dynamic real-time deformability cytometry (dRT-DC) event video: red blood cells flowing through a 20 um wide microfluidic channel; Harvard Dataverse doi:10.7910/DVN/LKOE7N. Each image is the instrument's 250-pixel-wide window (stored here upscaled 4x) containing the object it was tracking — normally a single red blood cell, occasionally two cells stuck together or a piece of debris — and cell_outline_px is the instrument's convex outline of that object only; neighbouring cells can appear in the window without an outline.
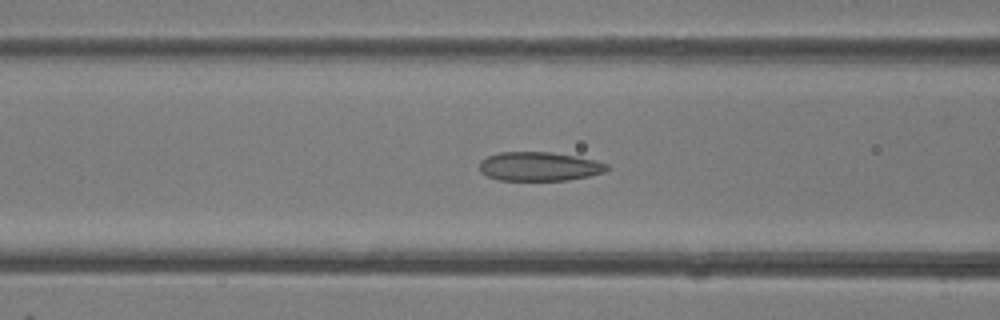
{"species": "common noctule bat (a hibernating species)", "species_latin": "Nyctalus noctula", "temperature_condition": "room temperature", "stored_images_in_passage": 40, "camera_frame_rate_fps": 3000, "um_per_image_px": 0.085, "animal": {"sex": "female"}, "frame": {"image": 1, "passage_image": 16, "time_ms": 5.0, "image_size_px": [1000, 320], "cell_outline_px": [[612, 168], [604, 172], [588, 176], [568, 180], [496, 180], [480, 172], [480, 160], [488, 156], [500, 152], [552, 152], [596, 160], [608, 164]], "centroid_in_image_um": [45.85, 14.15], "position_along_channel_um": 120.7, "area_um2": 21.62}}
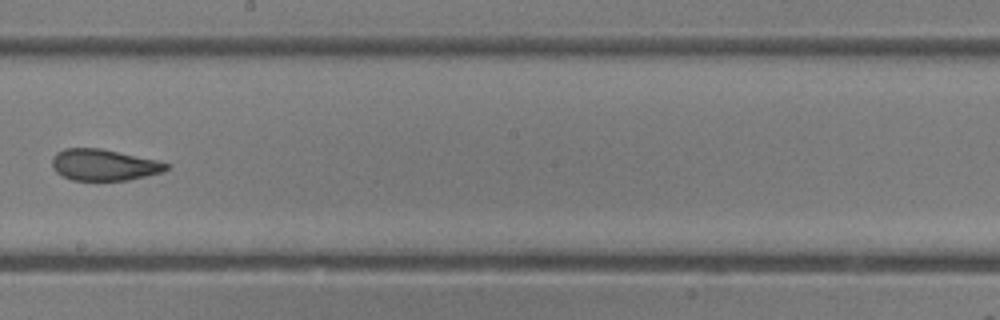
{"frame": {"image": 2, "passage_image": 23, "time_ms": 7.333, "image_size_px": [1000, 320], "cell_outline_px": [[172, 164], [164, 172], [128, 180], [72, 180], [56, 172], [52, 168], [52, 156], [56, 152], [64, 148], [100, 148], [156, 160]], "centroid_in_image_um": [8.83, 14.01], "position_along_channel_um": 239.4, "area_um2": 20.92}}
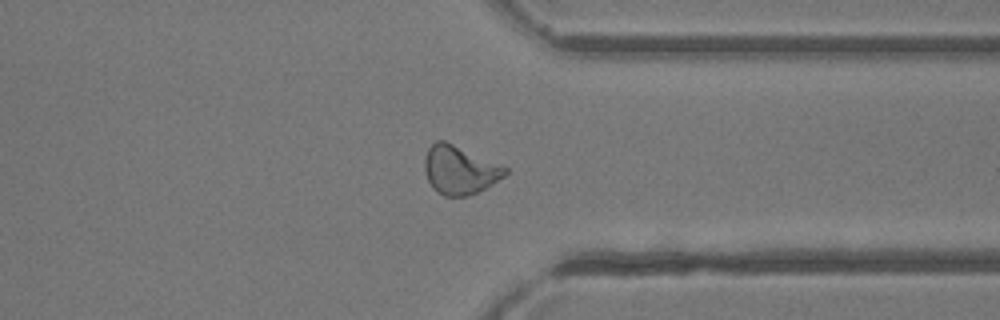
{"frame": {"image": 3, "passage_image": 31, "time_ms": 10.0, "image_size_px": [1000, 320], "cell_outline_px": [[508, 172], [504, 176], [484, 188], [468, 196], [444, 196], [436, 192], [432, 188], [428, 180], [424, 168], [424, 160], [428, 148], [436, 140], [444, 140], [508, 168]], "centroid_in_image_um": [39.03, 14.45], "position_along_channel_um": 372.4, "area_um2": 22.48}}